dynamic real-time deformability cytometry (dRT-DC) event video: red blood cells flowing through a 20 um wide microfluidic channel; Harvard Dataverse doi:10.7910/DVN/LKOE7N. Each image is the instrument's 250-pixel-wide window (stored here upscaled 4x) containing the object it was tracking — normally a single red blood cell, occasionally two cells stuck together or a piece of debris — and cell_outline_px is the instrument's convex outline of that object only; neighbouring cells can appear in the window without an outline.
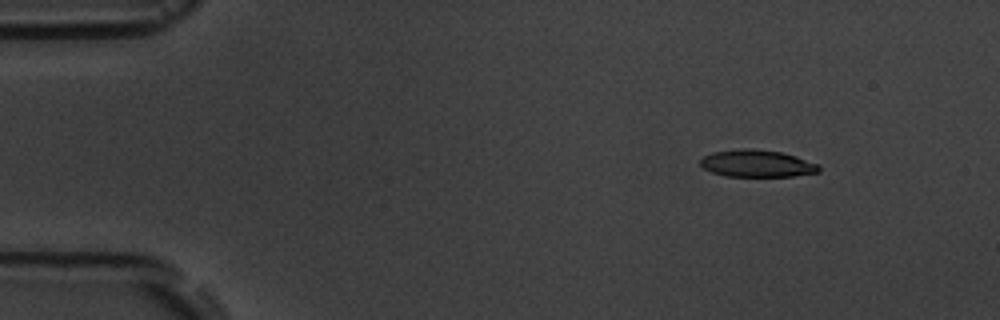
{"species": "common noctule bat (a hibernating species)", "species_latin": "Nyctalus noctula", "temperature_condition": "room temperature", "stored_images_in_passage": 9, "camera_frame_rate_fps": 3000, "um_per_image_px": 0.085, "animal": {"sex": "male", "body_mass_g": 19.5, "forearm_length_mm": 54.6}, "frame": {"image": 1, "passage_image": 2, "time_ms": 1.0, "image_size_px": [1000, 320], "cell_outline_px": [[820, 172], [792, 176], [724, 176], [712, 172], [704, 168], [700, 164], [700, 160], [704, 156], [712, 152], [740, 148], [752, 148], [780, 152], [796, 156], [820, 164]], "centroid_in_image_um": [64.36, 13.89], "position_along_channel_um": 20.6, "area_um2": 18.84}}
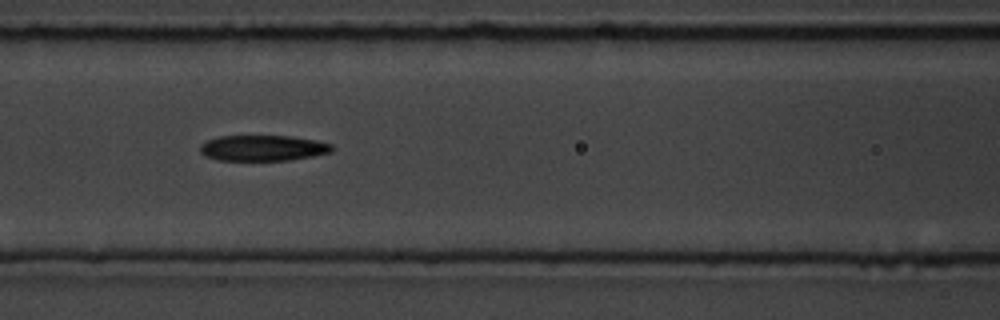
{"frame": {"image": 2, "passage_image": 7, "time_ms": 6.667, "image_size_px": [1000, 320], "cell_outline_px": [[332, 152], [312, 156], [288, 160], [220, 160], [204, 156], [200, 152], [200, 144], [208, 140], [220, 136], [292, 136], [316, 140], [332, 144]], "centroid_in_image_um": [22.34, 12.58], "position_along_channel_um": 144.3, "area_um2": 19.71}}
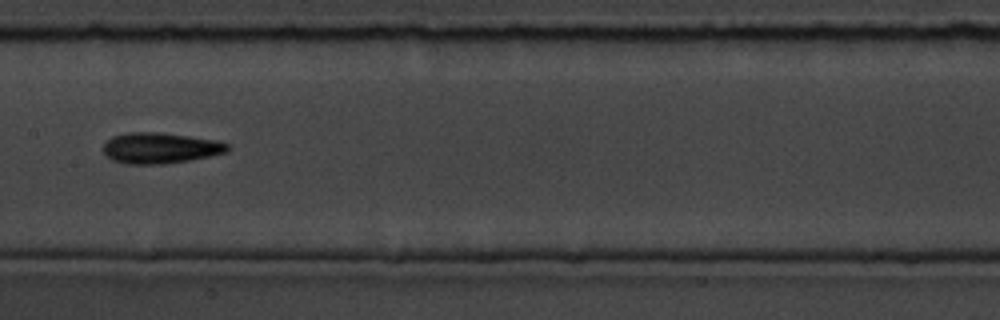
{"frame": {"image": 3, "passage_image": 8, "time_ms": 8.0, "image_size_px": [1000, 320], "cell_outline_px": [[228, 152], [188, 160], [164, 164], [128, 164], [112, 160], [104, 152], [104, 144], [112, 136], [124, 132], [160, 132], [216, 140], [228, 144]], "centroid_in_image_um": [13.59, 12.57], "position_along_channel_um": 193.8, "area_um2": 22.2}}